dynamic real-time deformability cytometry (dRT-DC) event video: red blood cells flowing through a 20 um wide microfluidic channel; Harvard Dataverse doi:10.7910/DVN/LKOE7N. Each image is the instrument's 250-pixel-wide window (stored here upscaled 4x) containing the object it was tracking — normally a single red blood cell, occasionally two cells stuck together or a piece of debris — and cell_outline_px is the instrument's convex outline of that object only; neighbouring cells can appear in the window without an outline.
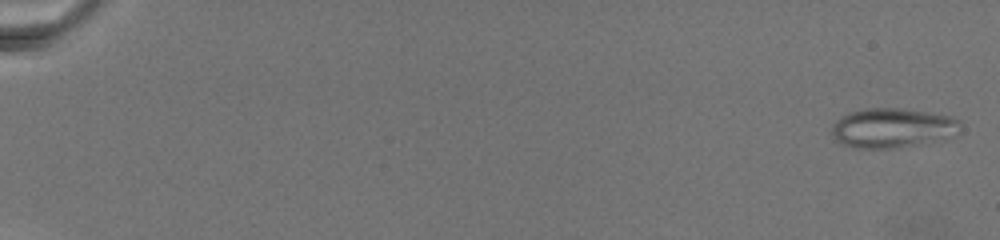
{"species": "common noctule bat (a hibernating species)", "species_latin": "Nyctalus noctula", "temperature_condition": "warm", "stored_images_in_passage": 19, "camera_frame_rate_fps": 3000, "um_per_image_px": 0.085, "animal": {"sex": "female", "body_mass_g": 19.5, "forearm_length_mm": 54.1}, "frame": {"image": 1, "passage_image": 1, "time_ms": 0.0, "image_size_px": [1000, 240], "cell_outline_px": [[960, 132], [956, 136], [944, 140], [896, 148], [856, 148], [844, 144], [836, 140], [832, 136], [832, 124], [836, 120], [848, 112], [868, 108], [900, 108], [952, 116], [960, 120]], "centroid_in_image_um": [75.91, 10.88], "position_along_channel_um": 9.1, "area_um2": 30.06}}
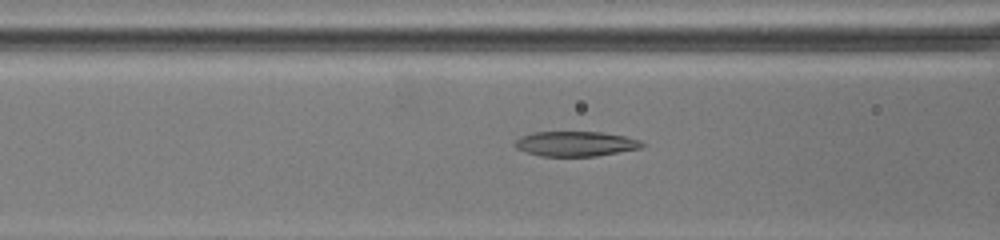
{"frame": {"image": 2, "passage_image": 16, "time_ms": 11.0, "image_size_px": [1000, 240], "cell_outline_px": [[648, 144], [640, 148], [596, 156], [540, 156], [516, 148], [512, 144], [520, 136], [532, 132], [600, 132], [624, 136], [640, 140]], "centroid_in_image_um": [48.92, 12.22], "position_along_channel_um": 117.7, "area_um2": 18.5}}
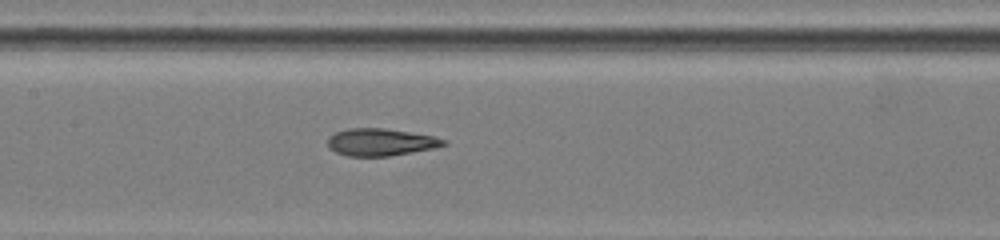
{"frame": {"image": 3, "passage_image": 19, "time_ms": 13.0, "image_size_px": [1000, 240], "cell_outline_px": [[448, 144], [436, 148], [388, 156], [348, 156], [336, 152], [328, 148], [328, 136], [336, 132], [348, 128], [384, 128], [432, 136], [448, 140]], "centroid_in_image_um": [32.36, 12.08], "position_along_channel_um": 175.0, "area_um2": 18.44}}